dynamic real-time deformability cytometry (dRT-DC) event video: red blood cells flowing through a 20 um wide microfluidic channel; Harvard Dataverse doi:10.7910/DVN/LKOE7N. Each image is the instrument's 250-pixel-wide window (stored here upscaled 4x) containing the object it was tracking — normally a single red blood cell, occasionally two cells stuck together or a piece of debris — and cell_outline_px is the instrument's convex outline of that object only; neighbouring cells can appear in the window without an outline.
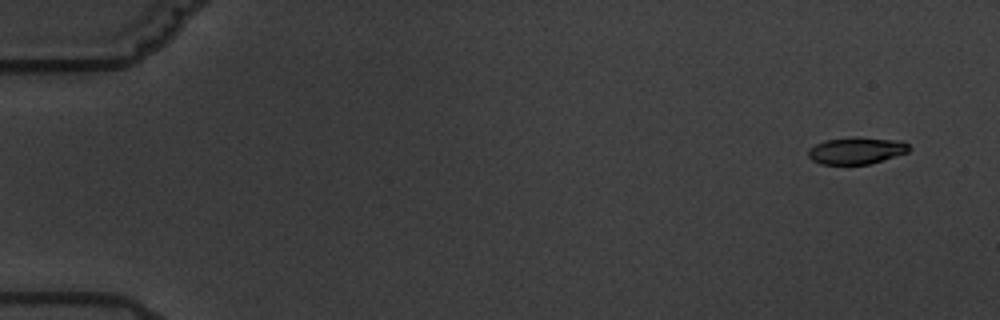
{"species": "common noctule bat (a hibernating species)", "species_latin": "Nyctalus noctula", "temperature_condition": "warm", "stored_images_in_passage": 17, "camera_frame_rate_fps": 3000, "um_per_image_px": 0.085, "animal": {"sex": "male", "body_mass_g": 19.5, "forearm_length_mm": 54.6}, "frame": {"image": 1, "passage_image": 1, "time_ms": 0.0, "image_size_px": [1000, 320], "cell_outline_px": [[912, 148], [908, 152], [868, 164], [820, 164], [812, 160], [808, 156], [808, 148], [824, 140], [856, 136], [904, 140]], "centroid_in_image_um": [72.81, 12.77], "position_along_channel_um": 12.2, "area_um2": 16.07}}
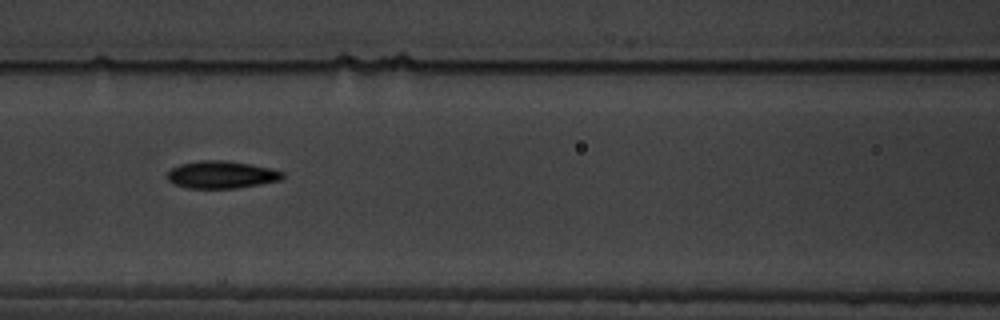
{"frame": {"image": 2, "passage_image": 8, "time_ms": 8.0, "image_size_px": [1000, 320], "cell_outline_px": [[284, 176], [280, 180], [260, 184], [236, 188], [188, 188], [172, 184], [168, 180], [168, 172], [172, 168], [180, 164], [200, 160], [228, 160], [268, 168], [284, 172]], "centroid_in_image_um": [18.79, 14.85], "position_along_channel_um": 147.8, "area_um2": 18.32}}